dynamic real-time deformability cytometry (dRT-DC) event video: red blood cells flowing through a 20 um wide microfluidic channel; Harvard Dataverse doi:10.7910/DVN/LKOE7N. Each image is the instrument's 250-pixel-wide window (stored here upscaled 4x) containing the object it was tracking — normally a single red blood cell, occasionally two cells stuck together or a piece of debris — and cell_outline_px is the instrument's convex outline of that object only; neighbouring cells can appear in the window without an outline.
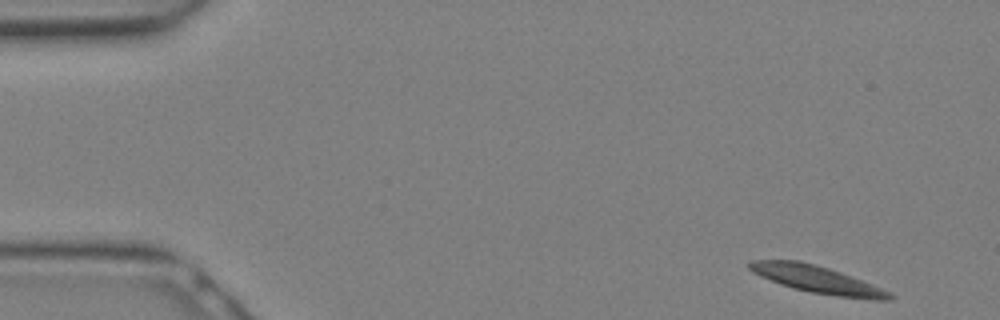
{"species": "Egyptian fruit bat (a non-hibernating species)", "species_latin": "Rousettus aegyptiacus", "temperature_condition": "warm", "stored_images_in_passage": 8, "camera_frame_rate_fps": 3000, "um_per_image_px": 0.085, "animal": {"sex": "female"}, "frame": {"image": 1, "passage_image": 1, "time_ms": 0.0, "image_size_px": [1000, 320], "cell_outline_px": [[896, 296], [892, 300], [872, 300], [836, 296], [812, 292], [792, 288], [780, 284], [760, 276], [752, 272], [748, 268], [748, 264], [752, 260], [800, 260], [828, 268], [860, 280], [880, 288]], "centroid_in_image_um": [69.42, 23.76], "position_along_channel_um": 15.6, "area_um2": 21.96}}
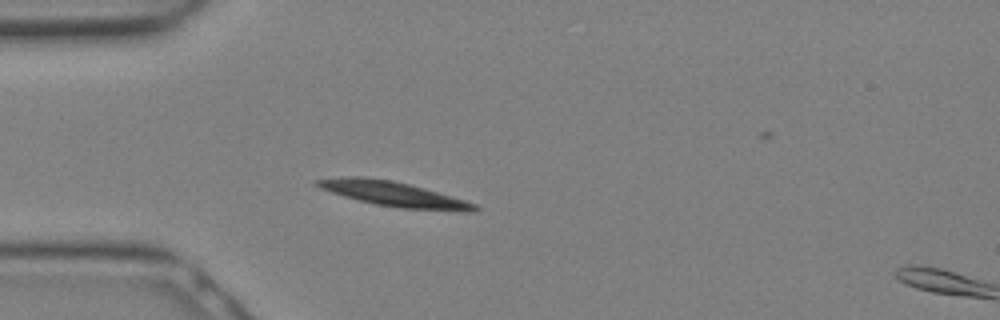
{"frame": {"image": 2, "passage_image": 7, "time_ms": 2.0, "image_size_px": [1000, 320], "cell_outline_px": [[480, 208], [476, 212], [464, 212], [400, 208], [376, 204], [344, 196], [320, 188], [316, 184], [316, 180], [344, 176], [364, 176], [392, 180], [424, 188], [452, 196], [476, 204]], "centroid_in_image_um": [33.53, 16.5], "position_along_channel_um": 51.5, "area_um2": 22.72}}